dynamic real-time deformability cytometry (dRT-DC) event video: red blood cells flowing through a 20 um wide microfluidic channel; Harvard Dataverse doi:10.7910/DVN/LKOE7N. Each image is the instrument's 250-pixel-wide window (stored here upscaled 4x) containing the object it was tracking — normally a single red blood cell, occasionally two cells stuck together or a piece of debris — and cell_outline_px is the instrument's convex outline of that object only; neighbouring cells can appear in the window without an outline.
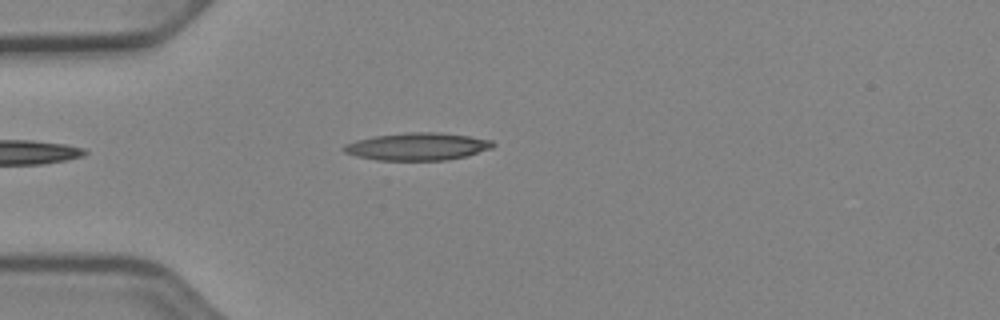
{"species": "Egyptian fruit bat (a non-hibernating species)", "species_latin": "Rousettus aegyptiacus", "temperature_condition": "cold", "stored_images_in_passage": 38, "camera_frame_rate_fps": 3000, "um_per_image_px": 0.085, "animal": {"sex": "female"}, "frame": {"image": 1, "passage_image": 2, "time_ms": 0.333, "image_size_px": [1000, 320], "cell_outline_px": [[496, 144], [492, 148], [464, 156], [448, 160], [376, 160], [356, 156], [344, 152], [340, 148], [344, 144], [356, 140], [376, 136], [404, 132], [436, 132], [468, 136], [492, 140]], "centroid_in_image_um": [35.44, 12.45], "position_along_channel_um": 49.6, "area_um2": 23.87}}
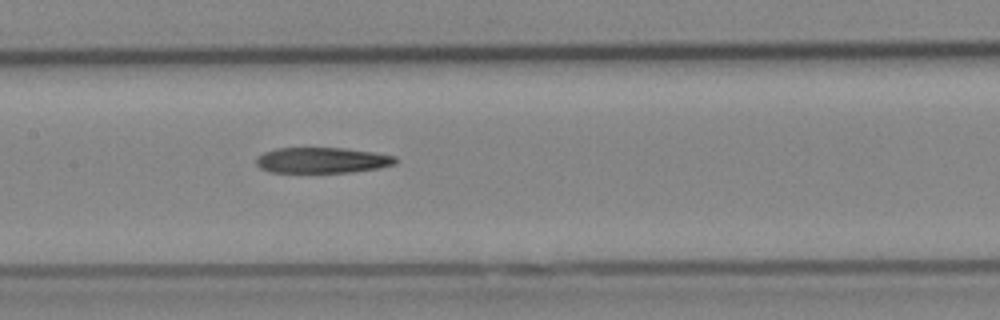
{"frame": {"image": 2, "passage_image": 13, "time_ms": 4.0, "image_size_px": [1000, 320], "cell_outline_px": [[396, 164], [380, 168], [352, 172], [268, 172], [260, 168], [256, 164], [256, 156], [264, 152], [276, 148], [344, 148], [372, 152], [396, 156]], "centroid_in_image_um": [27.36, 13.62], "position_along_channel_um": 180.0, "area_um2": 20.92}}
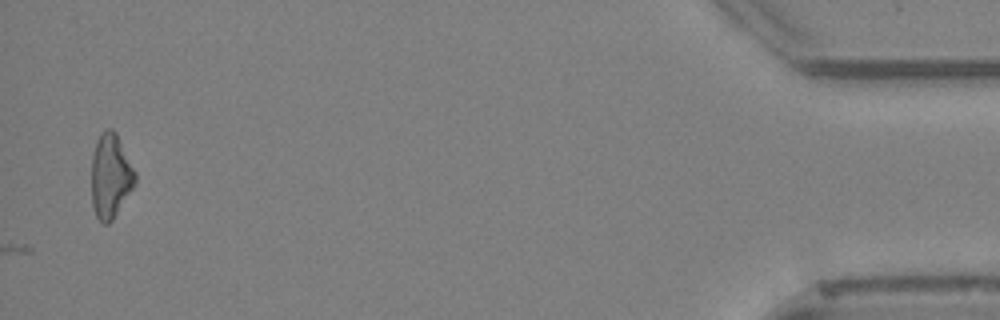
{"frame": {"image": 3, "passage_image": 38, "time_ms": 12.333, "image_size_px": [1000, 320], "cell_outline_px": [[136, 184], [112, 220], [108, 224], [104, 224], [96, 216], [92, 204], [92, 156], [96, 140], [108, 128], [112, 128], [116, 132], [136, 172]], "centroid_in_image_um": [9.41, 14.96], "position_along_channel_um": 425.8, "area_um2": 21.39}}